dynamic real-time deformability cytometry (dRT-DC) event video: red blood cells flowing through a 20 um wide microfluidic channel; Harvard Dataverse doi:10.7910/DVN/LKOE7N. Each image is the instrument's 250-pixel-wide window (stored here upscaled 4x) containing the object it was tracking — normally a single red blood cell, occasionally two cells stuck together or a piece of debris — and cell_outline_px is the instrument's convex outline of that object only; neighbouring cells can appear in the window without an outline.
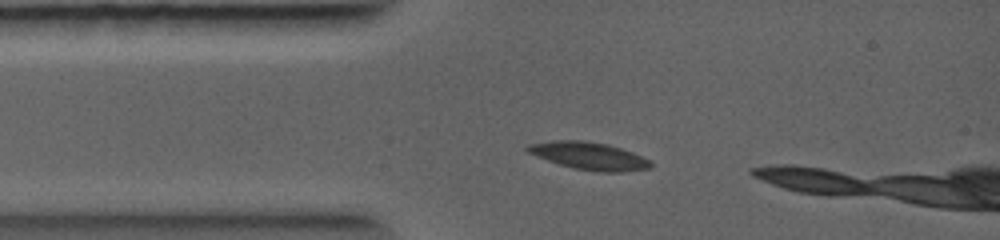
{"species": "common noctule bat (a hibernating species)", "species_latin": "Nyctalus noctula", "temperature_condition": "warm", "stored_images_in_passage": 4, "camera_frame_rate_fps": 5000, "um_per_image_px": 0.085, "animal": {"sex": "female", "body_mass_g": 19.0, "forearm_length_mm": 56.7}, "frame": {"image": 1, "passage_image": 1, "time_ms": 0.0, "image_size_px": [1000, 240], "cell_outline_px": [[652, 168], [620, 172], [600, 172], [572, 168], [536, 156], [528, 152], [524, 148], [528, 144], [552, 140], [584, 140], [608, 144], [632, 152], [652, 160]], "centroid_in_image_um": [50.08, 13.25], "position_along_channel_um": 34.9, "area_um2": 19.88}}